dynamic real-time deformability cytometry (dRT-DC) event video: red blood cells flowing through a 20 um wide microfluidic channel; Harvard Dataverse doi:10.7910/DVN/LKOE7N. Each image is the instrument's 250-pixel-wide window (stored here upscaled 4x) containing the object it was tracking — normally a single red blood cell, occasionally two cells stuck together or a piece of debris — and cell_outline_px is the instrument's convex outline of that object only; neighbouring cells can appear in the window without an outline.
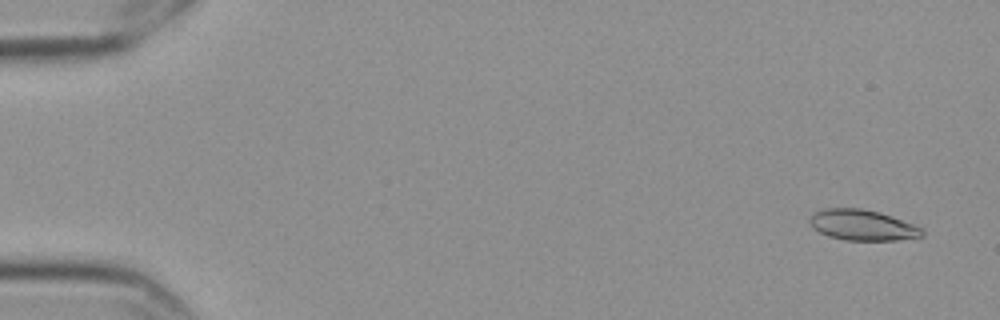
{"species": "Egyptian fruit bat (a non-hibernating species)", "species_latin": "Rousettus aegyptiacus", "temperature_condition": "cold", "stored_images_in_passage": 58, "camera_frame_rate_fps": 3000, "um_per_image_px": 0.085, "frame": {"image": 1, "passage_image": 3, "time_ms": 0.667, "image_size_px": [1000, 320], "cell_outline_px": [[924, 236], [896, 240], [844, 240], [828, 236], [812, 228], [808, 220], [816, 212], [824, 208], [860, 208], [880, 212], [892, 216], [912, 224], [920, 228], [924, 232]], "centroid_in_image_um": [73.28, 19.13], "position_along_channel_um": 11.7, "area_um2": 20.0}}
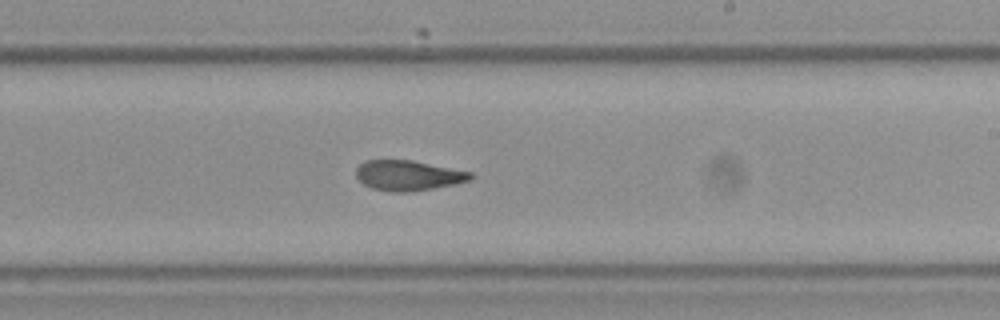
{"frame": {"image": 2, "passage_image": 35, "time_ms": 11.333, "image_size_px": [1000, 320], "cell_outline_px": [[476, 176], [472, 180], [456, 184], [412, 192], [392, 192], [372, 188], [364, 184], [356, 176], [356, 168], [364, 160], [412, 160], [472, 172]], "centroid_in_image_um": [34.74, 14.91], "position_along_channel_um": 254.3, "area_um2": 20.35}}
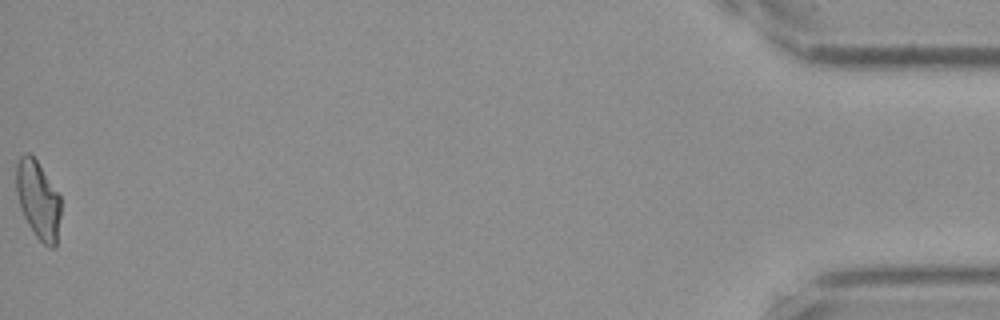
{"frame": {"image": 3, "passage_image": 58, "time_ms": 19.0, "image_size_px": [1000, 320], "cell_outline_px": [[60, 216], [56, 248], [48, 248], [36, 236], [28, 224], [20, 208], [16, 192], [16, 164], [20, 156], [28, 152], [36, 160], [60, 196]], "centroid_in_image_um": [3.23, 17.01], "position_along_channel_um": 432.0, "area_um2": 20.17}, "authors_computed_cell_mechanics": {"area_um2": 20.3456, "velocity_mm_per_s": 3.5481, "shape_relaxation_time_tau1_ms": null, "shape_relaxation_time_tau2_ms": 2.9942, "deformation_change_tau1": null, "deformation_change_tau2": 0.097}}